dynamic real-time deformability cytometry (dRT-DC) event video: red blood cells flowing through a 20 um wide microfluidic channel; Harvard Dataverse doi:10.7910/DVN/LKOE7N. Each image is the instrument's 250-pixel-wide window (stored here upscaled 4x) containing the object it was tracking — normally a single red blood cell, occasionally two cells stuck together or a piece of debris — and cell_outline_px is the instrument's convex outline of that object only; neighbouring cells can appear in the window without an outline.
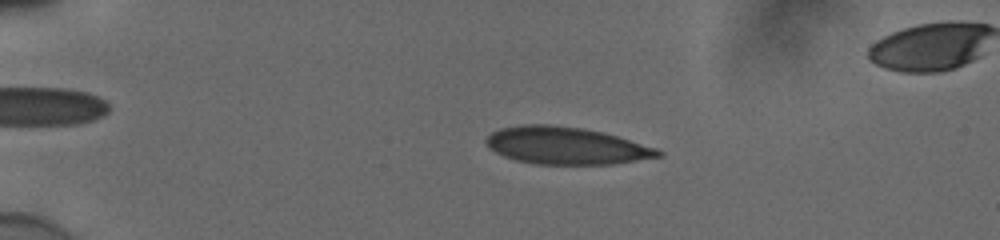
{"species": "human", "species_latin": "Homo sapiens", "temperature_condition": "cold", "stored_images_in_passage": 54, "camera_frame_rate_fps": 3000, "um_per_image_px": 0.085, "donor": {"sex": "male"}, "frame": {"image": 1, "passage_image": 12, "time_ms": 3.667, "image_size_px": [1000, 240], "cell_outline_px": [[664, 156], [612, 164], [536, 164], [516, 160], [504, 156], [496, 152], [484, 140], [492, 132], [500, 128], [524, 124], [548, 124], [584, 128], [616, 136], [656, 148], [664, 152]], "centroid_in_image_um": [48.12, 12.38], "position_along_channel_um": 36.9, "area_um2": 37.11}}
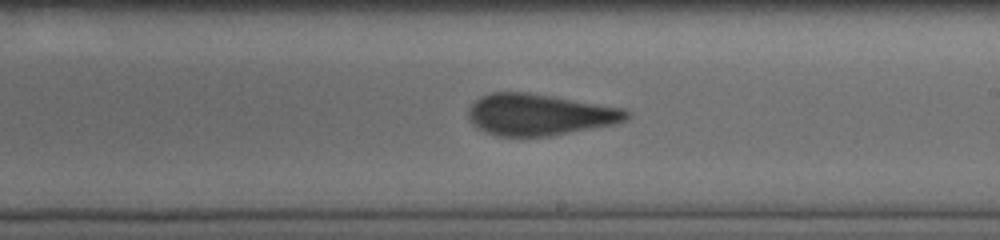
{"frame": {"image": 2, "passage_image": 33, "time_ms": 10.667, "image_size_px": [1000, 240], "cell_outline_px": [[628, 116], [624, 120], [612, 124], [552, 136], [496, 136], [484, 132], [476, 128], [472, 124], [468, 116], [468, 108], [480, 96], [492, 92], [528, 92], [624, 108], [628, 112]], "centroid_in_image_um": [45.78, 9.74], "position_along_channel_um": 243.2, "area_um2": 38.15}}
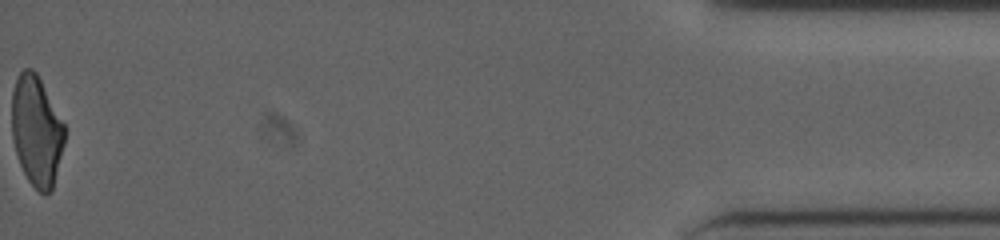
{"frame": {"image": 3, "passage_image": 54, "time_ms": 17.667, "image_size_px": [1000, 240], "cell_outline_px": [[64, 144], [52, 188], [44, 196], [28, 180], [20, 164], [16, 152], [12, 136], [12, 92], [16, 80], [20, 72], [24, 68], [32, 68], [36, 72], [64, 124]], "centroid_in_image_um": [3.09, 11.11], "position_along_channel_um": 432.1, "area_um2": 33.41}, "authors_computed_cell_mechanics": {"area_um2": 37.3388, "velocity_mm_per_s": 3.8885, "shape_relaxation_time_tau1_ms": null, "shape_relaxation_time_tau2_ms": 1.1782, "deformation_change_tau1": null, "deformation_change_tau2": 0.0667}}